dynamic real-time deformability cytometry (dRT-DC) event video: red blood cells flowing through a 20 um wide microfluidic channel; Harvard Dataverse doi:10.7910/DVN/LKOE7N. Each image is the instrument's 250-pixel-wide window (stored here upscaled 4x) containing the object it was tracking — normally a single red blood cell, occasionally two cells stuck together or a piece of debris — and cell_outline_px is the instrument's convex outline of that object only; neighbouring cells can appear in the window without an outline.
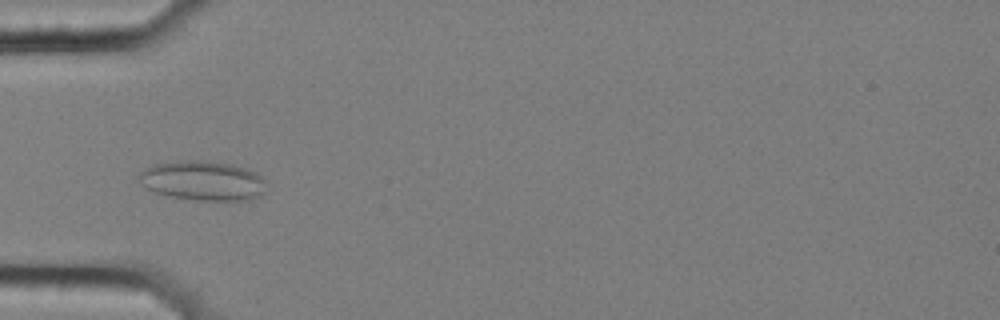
{"species": "common noctule bat (a hibernating species)", "species_latin": "Nyctalus noctula", "temperature_condition": "cold", "stored_images_in_passage": 4, "camera_frame_rate_fps": 3000, "um_per_image_px": 0.085, "animal": {"sex": "female", "body_mass_g": 25.1}, "frame": {"image": 1, "passage_image": 4, "time_ms": 1.0, "image_size_px": [1000, 320], "cell_outline_px": [[268, 180], [264, 192], [260, 196], [248, 200], [200, 200], [172, 196], [156, 192], [148, 188], [136, 176], [140, 172], [152, 164], [180, 160], [196, 160], [232, 164], [256, 172]], "centroid_in_image_um": [17.29, 15.35], "position_along_channel_um": 67.7, "area_um2": 29.36}}